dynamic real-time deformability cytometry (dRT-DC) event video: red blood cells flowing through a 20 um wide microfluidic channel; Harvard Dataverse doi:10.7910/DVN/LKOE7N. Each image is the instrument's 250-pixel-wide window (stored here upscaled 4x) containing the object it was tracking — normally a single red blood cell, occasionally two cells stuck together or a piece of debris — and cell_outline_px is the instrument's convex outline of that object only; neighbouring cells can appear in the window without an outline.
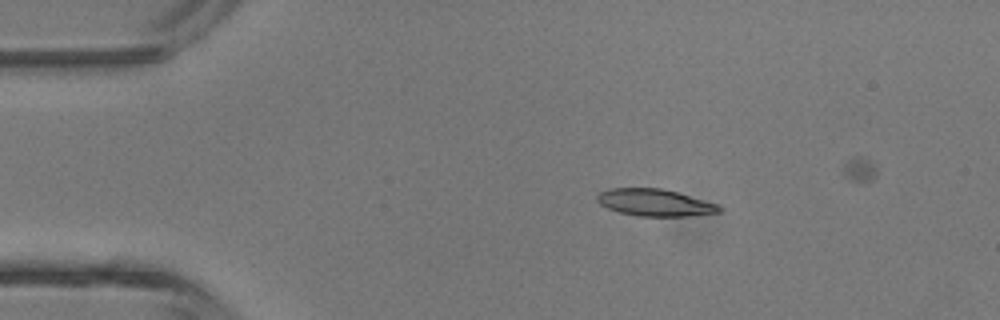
{"species": "common noctule bat (a hibernating species)", "species_latin": "Nyctalus noctula", "temperature_condition": "room temperature", "stored_images_in_passage": 4, "camera_frame_rate_fps": 3000, "um_per_image_px": 0.085, "animal": {"sex": "male", "body_mass_g": 13.3}, "frame": {"image": 1, "passage_image": 2, "time_ms": 1.333, "image_size_px": [1000, 320], "cell_outline_px": [[724, 208], [720, 212], [688, 216], [640, 216], [620, 212], [608, 208], [600, 204], [596, 200], [596, 196], [600, 192], [608, 188], [660, 188], [676, 192], [720, 204]], "centroid_in_image_um": [55.68, 17.22], "position_along_channel_um": 29.3, "area_um2": 19.25}}